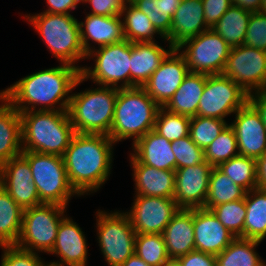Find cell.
I'll return each mask as SVG.
<instances>
[{"label": "cell", "mask_w": 266, "mask_h": 266, "mask_svg": "<svg viewBox=\"0 0 266 266\" xmlns=\"http://www.w3.org/2000/svg\"><path fill=\"white\" fill-rule=\"evenodd\" d=\"M83 81L77 67L61 63L21 78L0 94L19 112L68 111L70 93Z\"/></svg>", "instance_id": "6da1fadb"}, {"label": "cell", "mask_w": 266, "mask_h": 266, "mask_svg": "<svg viewBox=\"0 0 266 266\" xmlns=\"http://www.w3.org/2000/svg\"><path fill=\"white\" fill-rule=\"evenodd\" d=\"M114 141L105 134L75 133L63 159L71 186L88 195L107 181L113 160Z\"/></svg>", "instance_id": "7a4b0ae2"}, {"label": "cell", "mask_w": 266, "mask_h": 266, "mask_svg": "<svg viewBox=\"0 0 266 266\" xmlns=\"http://www.w3.org/2000/svg\"><path fill=\"white\" fill-rule=\"evenodd\" d=\"M22 150L63 157L75 135L68 111L20 112Z\"/></svg>", "instance_id": "3957f363"}, {"label": "cell", "mask_w": 266, "mask_h": 266, "mask_svg": "<svg viewBox=\"0 0 266 266\" xmlns=\"http://www.w3.org/2000/svg\"><path fill=\"white\" fill-rule=\"evenodd\" d=\"M160 106L143 87L119 88L108 135L115 144L133 138V144L154 129Z\"/></svg>", "instance_id": "277c9868"}, {"label": "cell", "mask_w": 266, "mask_h": 266, "mask_svg": "<svg viewBox=\"0 0 266 266\" xmlns=\"http://www.w3.org/2000/svg\"><path fill=\"white\" fill-rule=\"evenodd\" d=\"M24 17L42 37L53 57L82 70L75 64L80 59H87V55L81 44L79 21L73 15L41 12Z\"/></svg>", "instance_id": "5b68a950"}, {"label": "cell", "mask_w": 266, "mask_h": 266, "mask_svg": "<svg viewBox=\"0 0 266 266\" xmlns=\"http://www.w3.org/2000/svg\"><path fill=\"white\" fill-rule=\"evenodd\" d=\"M118 88L100 86L71 94L68 114L77 133L110 134Z\"/></svg>", "instance_id": "8992f818"}, {"label": "cell", "mask_w": 266, "mask_h": 266, "mask_svg": "<svg viewBox=\"0 0 266 266\" xmlns=\"http://www.w3.org/2000/svg\"><path fill=\"white\" fill-rule=\"evenodd\" d=\"M21 155L30 164L33 183L42 203L67 208L71 197L80 196L69 182L63 157L32 151H22Z\"/></svg>", "instance_id": "52a82bcc"}, {"label": "cell", "mask_w": 266, "mask_h": 266, "mask_svg": "<svg viewBox=\"0 0 266 266\" xmlns=\"http://www.w3.org/2000/svg\"><path fill=\"white\" fill-rule=\"evenodd\" d=\"M66 207L42 203L23 210L22 227L16 246L32 252L50 253Z\"/></svg>", "instance_id": "ba28073f"}, {"label": "cell", "mask_w": 266, "mask_h": 266, "mask_svg": "<svg viewBox=\"0 0 266 266\" xmlns=\"http://www.w3.org/2000/svg\"><path fill=\"white\" fill-rule=\"evenodd\" d=\"M94 59V67H83L80 75L100 86L130 88L131 42L123 40L93 49L86 58ZM94 57V58H93ZM92 68V69H91ZM122 82V83H121ZM118 83H121L118 85Z\"/></svg>", "instance_id": "9c48e42d"}, {"label": "cell", "mask_w": 266, "mask_h": 266, "mask_svg": "<svg viewBox=\"0 0 266 266\" xmlns=\"http://www.w3.org/2000/svg\"><path fill=\"white\" fill-rule=\"evenodd\" d=\"M98 243L109 266H121L135 254L136 232L125 212H96Z\"/></svg>", "instance_id": "30bf717a"}, {"label": "cell", "mask_w": 266, "mask_h": 266, "mask_svg": "<svg viewBox=\"0 0 266 266\" xmlns=\"http://www.w3.org/2000/svg\"><path fill=\"white\" fill-rule=\"evenodd\" d=\"M177 49L181 50L189 72L214 75L223 73L231 47L210 28L184 41Z\"/></svg>", "instance_id": "8fae6325"}, {"label": "cell", "mask_w": 266, "mask_h": 266, "mask_svg": "<svg viewBox=\"0 0 266 266\" xmlns=\"http://www.w3.org/2000/svg\"><path fill=\"white\" fill-rule=\"evenodd\" d=\"M248 102V94L223 74H206V84L200 97L197 115L223 119L234 114Z\"/></svg>", "instance_id": "7c38bea8"}, {"label": "cell", "mask_w": 266, "mask_h": 266, "mask_svg": "<svg viewBox=\"0 0 266 266\" xmlns=\"http://www.w3.org/2000/svg\"><path fill=\"white\" fill-rule=\"evenodd\" d=\"M222 74L248 95L261 91L266 79V51L246 45L231 47Z\"/></svg>", "instance_id": "4fadbf2b"}, {"label": "cell", "mask_w": 266, "mask_h": 266, "mask_svg": "<svg viewBox=\"0 0 266 266\" xmlns=\"http://www.w3.org/2000/svg\"><path fill=\"white\" fill-rule=\"evenodd\" d=\"M180 210L174 198L135 195L128 215L136 234H162Z\"/></svg>", "instance_id": "5bb4252c"}, {"label": "cell", "mask_w": 266, "mask_h": 266, "mask_svg": "<svg viewBox=\"0 0 266 266\" xmlns=\"http://www.w3.org/2000/svg\"><path fill=\"white\" fill-rule=\"evenodd\" d=\"M0 186L22 210L42 204L33 183L30 164L22 155L0 166Z\"/></svg>", "instance_id": "9a60e30c"}, {"label": "cell", "mask_w": 266, "mask_h": 266, "mask_svg": "<svg viewBox=\"0 0 266 266\" xmlns=\"http://www.w3.org/2000/svg\"><path fill=\"white\" fill-rule=\"evenodd\" d=\"M188 74L189 69L184 56L177 48H174L150 76L143 88L160 107H163Z\"/></svg>", "instance_id": "2e32d148"}, {"label": "cell", "mask_w": 266, "mask_h": 266, "mask_svg": "<svg viewBox=\"0 0 266 266\" xmlns=\"http://www.w3.org/2000/svg\"><path fill=\"white\" fill-rule=\"evenodd\" d=\"M212 166L206 161L175 170L174 200L180 209L204 208Z\"/></svg>", "instance_id": "e0dca14e"}, {"label": "cell", "mask_w": 266, "mask_h": 266, "mask_svg": "<svg viewBox=\"0 0 266 266\" xmlns=\"http://www.w3.org/2000/svg\"><path fill=\"white\" fill-rule=\"evenodd\" d=\"M234 114L229 125L235 132L239 155L257 160L266 150V127L261 117L249 102Z\"/></svg>", "instance_id": "ac0fdd59"}, {"label": "cell", "mask_w": 266, "mask_h": 266, "mask_svg": "<svg viewBox=\"0 0 266 266\" xmlns=\"http://www.w3.org/2000/svg\"><path fill=\"white\" fill-rule=\"evenodd\" d=\"M66 216L60 222L55 245L49 253L59 256L60 261L48 262V266H86L88 257L86 236L76 222Z\"/></svg>", "instance_id": "d6986e66"}, {"label": "cell", "mask_w": 266, "mask_h": 266, "mask_svg": "<svg viewBox=\"0 0 266 266\" xmlns=\"http://www.w3.org/2000/svg\"><path fill=\"white\" fill-rule=\"evenodd\" d=\"M195 250L220 254L236 238L212 213L204 208H193Z\"/></svg>", "instance_id": "ffe728a7"}, {"label": "cell", "mask_w": 266, "mask_h": 266, "mask_svg": "<svg viewBox=\"0 0 266 266\" xmlns=\"http://www.w3.org/2000/svg\"><path fill=\"white\" fill-rule=\"evenodd\" d=\"M209 29L204 18L202 0H182L173 16L171 30L164 40L177 48L184 41Z\"/></svg>", "instance_id": "44dd1931"}, {"label": "cell", "mask_w": 266, "mask_h": 266, "mask_svg": "<svg viewBox=\"0 0 266 266\" xmlns=\"http://www.w3.org/2000/svg\"><path fill=\"white\" fill-rule=\"evenodd\" d=\"M80 39L82 47L87 55L93 48L90 40L98 47L111 45L125 40L123 21L121 16H99L87 14L85 21L79 22ZM84 27V28H83Z\"/></svg>", "instance_id": "7402d4cb"}, {"label": "cell", "mask_w": 266, "mask_h": 266, "mask_svg": "<svg viewBox=\"0 0 266 266\" xmlns=\"http://www.w3.org/2000/svg\"><path fill=\"white\" fill-rule=\"evenodd\" d=\"M130 155L136 195L173 198L175 171L159 170L147 166L139 162L132 154Z\"/></svg>", "instance_id": "603a6c76"}, {"label": "cell", "mask_w": 266, "mask_h": 266, "mask_svg": "<svg viewBox=\"0 0 266 266\" xmlns=\"http://www.w3.org/2000/svg\"><path fill=\"white\" fill-rule=\"evenodd\" d=\"M173 49L169 44L166 50L156 41L131 43L130 88L143 87Z\"/></svg>", "instance_id": "cb8c5ba5"}, {"label": "cell", "mask_w": 266, "mask_h": 266, "mask_svg": "<svg viewBox=\"0 0 266 266\" xmlns=\"http://www.w3.org/2000/svg\"><path fill=\"white\" fill-rule=\"evenodd\" d=\"M131 153L139 162L159 170H176V158L171 141L166 140L154 130L138 139Z\"/></svg>", "instance_id": "d4e9b609"}, {"label": "cell", "mask_w": 266, "mask_h": 266, "mask_svg": "<svg viewBox=\"0 0 266 266\" xmlns=\"http://www.w3.org/2000/svg\"><path fill=\"white\" fill-rule=\"evenodd\" d=\"M169 258H179L195 250L193 208L180 209L162 232Z\"/></svg>", "instance_id": "484cf974"}, {"label": "cell", "mask_w": 266, "mask_h": 266, "mask_svg": "<svg viewBox=\"0 0 266 266\" xmlns=\"http://www.w3.org/2000/svg\"><path fill=\"white\" fill-rule=\"evenodd\" d=\"M0 166L22 153L20 112L0 94Z\"/></svg>", "instance_id": "4316f807"}, {"label": "cell", "mask_w": 266, "mask_h": 266, "mask_svg": "<svg viewBox=\"0 0 266 266\" xmlns=\"http://www.w3.org/2000/svg\"><path fill=\"white\" fill-rule=\"evenodd\" d=\"M205 84L206 74L189 72L163 108L172 113L195 117Z\"/></svg>", "instance_id": "83f0119b"}, {"label": "cell", "mask_w": 266, "mask_h": 266, "mask_svg": "<svg viewBox=\"0 0 266 266\" xmlns=\"http://www.w3.org/2000/svg\"><path fill=\"white\" fill-rule=\"evenodd\" d=\"M245 205L244 239L262 242L266 237V189L246 192Z\"/></svg>", "instance_id": "f1b7e54d"}, {"label": "cell", "mask_w": 266, "mask_h": 266, "mask_svg": "<svg viewBox=\"0 0 266 266\" xmlns=\"http://www.w3.org/2000/svg\"><path fill=\"white\" fill-rule=\"evenodd\" d=\"M250 15V11L232 5L211 29L230 47L243 45Z\"/></svg>", "instance_id": "f546056e"}, {"label": "cell", "mask_w": 266, "mask_h": 266, "mask_svg": "<svg viewBox=\"0 0 266 266\" xmlns=\"http://www.w3.org/2000/svg\"><path fill=\"white\" fill-rule=\"evenodd\" d=\"M260 241L236 237L229 246L216 255L217 266H266L255 251Z\"/></svg>", "instance_id": "4dcf8cb0"}, {"label": "cell", "mask_w": 266, "mask_h": 266, "mask_svg": "<svg viewBox=\"0 0 266 266\" xmlns=\"http://www.w3.org/2000/svg\"><path fill=\"white\" fill-rule=\"evenodd\" d=\"M23 210L0 186V246L16 245L22 227Z\"/></svg>", "instance_id": "1f68e13d"}, {"label": "cell", "mask_w": 266, "mask_h": 266, "mask_svg": "<svg viewBox=\"0 0 266 266\" xmlns=\"http://www.w3.org/2000/svg\"><path fill=\"white\" fill-rule=\"evenodd\" d=\"M125 17H122V16ZM125 39L134 42H155V34L164 37L156 30L148 16L136 8L129 0L121 13Z\"/></svg>", "instance_id": "d6a6232c"}, {"label": "cell", "mask_w": 266, "mask_h": 266, "mask_svg": "<svg viewBox=\"0 0 266 266\" xmlns=\"http://www.w3.org/2000/svg\"><path fill=\"white\" fill-rule=\"evenodd\" d=\"M150 19L156 30L165 38L172 25L173 16L182 0H129Z\"/></svg>", "instance_id": "836d02e7"}, {"label": "cell", "mask_w": 266, "mask_h": 266, "mask_svg": "<svg viewBox=\"0 0 266 266\" xmlns=\"http://www.w3.org/2000/svg\"><path fill=\"white\" fill-rule=\"evenodd\" d=\"M246 191L235 184L231 178L213 167L209 177L208 196L204 209L211 210L214 206L240 200L245 197Z\"/></svg>", "instance_id": "e575fe53"}, {"label": "cell", "mask_w": 266, "mask_h": 266, "mask_svg": "<svg viewBox=\"0 0 266 266\" xmlns=\"http://www.w3.org/2000/svg\"><path fill=\"white\" fill-rule=\"evenodd\" d=\"M246 192L257 188L256 159L237 155L217 167Z\"/></svg>", "instance_id": "d590c367"}, {"label": "cell", "mask_w": 266, "mask_h": 266, "mask_svg": "<svg viewBox=\"0 0 266 266\" xmlns=\"http://www.w3.org/2000/svg\"><path fill=\"white\" fill-rule=\"evenodd\" d=\"M190 121L191 118L188 116L172 113L160 107L153 130L172 142L189 135Z\"/></svg>", "instance_id": "8d00e7d4"}, {"label": "cell", "mask_w": 266, "mask_h": 266, "mask_svg": "<svg viewBox=\"0 0 266 266\" xmlns=\"http://www.w3.org/2000/svg\"><path fill=\"white\" fill-rule=\"evenodd\" d=\"M239 155L235 132L228 124L219 136L204 150L205 161L212 167Z\"/></svg>", "instance_id": "74e56055"}, {"label": "cell", "mask_w": 266, "mask_h": 266, "mask_svg": "<svg viewBox=\"0 0 266 266\" xmlns=\"http://www.w3.org/2000/svg\"><path fill=\"white\" fill-rule=\"evenodd\" d=\"M135 254L150 266H162L169 259L162 234H136Z\"/></svg>", "instance_id": "f35d334b"}, {"label": "cell", "mask_w": 266, "mask_h": 266, "mask_svg": "<svg viewBox=\"0 0 266 266\" xmlns=\"http://www.w3.org/2000/svg\"><path fill=\"white\" fill-rule=\"evenodd\" d=\"M220 223L235 237L244 239V222L246 217L245 197L228 203H222L211 209Z\"/></svg>", "instance_id": "ab89813d"}, {"label": "cell", "mask_w": 266, "mask_h": 266, "mask_svg": "<svg viewBox=\"0 0 266 266\" xmlns=\"http://www.w3.org/2000/svg\"><path fill=\"white\" fill-rule=\"evenodd\" d=\"M227 125L228 123L223 119L196 115L191 117L189 135L198 147L205 150Z\"/></svg>", "instance_id": "60d3db41"}, {"label": "cell", "mask_w": 266, "mask_h": 266, "mask_svg": "<svg viewBox=\"0 0 266 266\" xmlns=\"http://www.w3.org/2000/svg\"><path fill=\"white\" fill-rule=\"evenodd\" d=\"M176 158V169L195 166L205 161L204 150L198 147L188 135L171 142Z\"/></svg>", "instance_id": "b9f144b4"}, {"label": "cell", "mask_w": 266, "mask_h": 266, "mask_svg": "<svg viewBox=\"0 0 266 266\" xmlns=\"http://www.w3.org/2000/svg\"><path fill=\"white\" fill-rule=\"evenodd\" d=\"M1 266H48L38 252L22 249L16 245H4Z\"/></svg>", "instance_id": "7bdbcfd3"}, {"label": "cell", "mask_w": 266, "mask_h": 266, "mask_svg": "<svg viewBox=\"0 0 266 266\" xmlns=\"http://www.w3.org/2000/svg\"><path fill=\"white\" fill-rule=\"evenodd\" d=\"M243 45L266 51V12H251Z\"/></svg>", "instance_id": "ee69618b"}, {"label": "cell", "mask_w": 266, "mask_h": 266, "mask_svg": "<svg viewBox=\"0 0 266 266\" xmlns=\"http://www.w3.org/2000/svg\"><path fill=\"white\" fill-rule=\"evenodd\" d=\"M128 0H82V3H89L91 13L99 16H121L122 10Z\"/></svg>", "instance_id": "f6af8a7d"}, {"label": "cell", "mask_w": 266, "mask_h": 266, "mask_svg": "<svg viewBox=\"0 0 266 266\" xmlns=\"http://www.w3.org/2000/svg\"><path fill=\"white\" fill-rule=\"evenodd\" d=\"M202 3L204 18L209 28H212L232 6L231 0H202Z\"/></svg>", "instance_id": "bcb514c9"}, {"label": "cell", "mask_w": 266, "mask_h": 266, "mask_svg": "<svg viewBox=\"0 0 266 266\" xmlns=\"http://www.w3.org/2000/svg\"><path fill=\"white\" fill-rule=\"evenodd\" d=\"M177 259L180 261L181 266H217L216 255L197 250L191 251Z\"/></svg>", "instance_id": "7dc6e473"}, {"label": "cell", "mask_w": 266, "mask_h": 266, "mask_svg": "<svg viewBox=\"0 0 266 266\" xmlns=\"http://www.w3.org/2000/svg\"><path fill=\"white\" fill-rule=\"evenodd\" d=\"M48 9H46L45 13L52 14H70L71 11L75 10L78 4L82 2V0H46Z\"/></svg>", "instance_id": "c3c4849f"}, {"label": "cell", "mask_w": 266, "mask_h": 266, "mask_svg": "<svg viewBox=\"0 0 266 266\" xmlns=\"http://www.w3.org/2000/svg\"><path fill=\"white\" fill-rule=\"evenodd\" d=\"M248 102L259 113L262 122L266 127V92H253L248 95Z\"/></svg>", "instance_id": "681fc988"}, {"label": "cell", "mask_w": 266, "mask_h": 266, "mask_svg": "<svg viewBox=\"0 0 266 266\" xmlns=\"http://www.w3.org/2000/svg\"><path fill=\"white\" fill-rule=\"evenodd\" d=\"M257 166V188L266 189V150L256 160Z\"/></svg>", "instance_id": "f907efd6"}, {"label": "cell", "mask_w": 266, "mask_h": 266, "mask_svg": "<svg viewBox=\"0 0 266 266\" xmlns=\"http://www.w3.org/2000/svg\"><path fill=\"white\" fill-rule=\"evenodd\" d=\"M231 3L250 12H261L262 0H231Z\"/></svg>", "instance_id": "816d5d0a"}, {"label": "cell", "mask_w": 266, "mask_h": 266, "mask_svg": "<svg viewBox=\"0 0 266 266\" xmlns=\"http://www.w3.org/2000/svg\"><path fill=\"white\" fill-rule=\"evenodd\" d=\"M121 266H150L136 254L129 257Z\"/></svg>", "instance_id": "f5cc1de1"}, {"label": "cell", "mask_w": 266, "mask_h": 266, "mask_svg": "<svg viewBox=\"0 0 266 266\" xmlns=\"http://www.w3.org/2000/svg\"><path fill=\"white\" fill-rule=\"evenodd\" d=\"M162 266H181V264L178 259L169 258Z\"/></svg>", "instance_id": "db71d44e"}, {"label": "cell", "mask_w": 266, "mask_h": 266, "mask_svg": "<svg viewBox=\"0 0 266 266\" xmlns=\"http://www.w3.org/2000/svg\"><path fill=\"white\" fill-rule=\"evenodd\" d=\"M261 12H266V0H262V3H261Z\"/></svg>", "instance_id": "11a10c76"}, {"label": "cell", "mask_w": 266, "mask_h": 266, "mask_svg": "<svg viewBox=\"0 0 266 266\" xmlns=\"http://www.w3.org/2000/svg\"><path fill=\"white\" fill-rule=\"evenodd\" d=\"M261 92H266V79H265V82H264L263 87L261 89Z\"/></svg>", "instance_id": "9f6ffc18"}]
</instances>
